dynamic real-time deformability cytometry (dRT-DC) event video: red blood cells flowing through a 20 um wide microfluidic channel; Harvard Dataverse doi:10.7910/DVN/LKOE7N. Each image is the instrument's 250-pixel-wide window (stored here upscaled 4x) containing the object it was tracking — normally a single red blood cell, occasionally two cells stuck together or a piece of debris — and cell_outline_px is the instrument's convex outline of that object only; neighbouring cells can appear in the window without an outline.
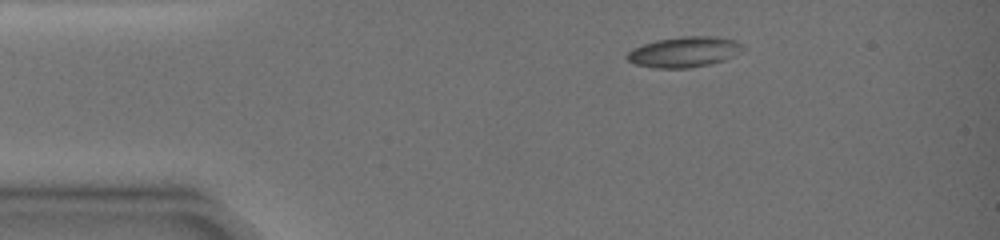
{"species": "common noctule bat (a hibernating species)", "species_latin": "Nyctalus noctula", "temperature_condition": "warm", "stored_images_in_passage": 8, "camera_frame_rate_fps": 3000, "um_per_image_px": 0.085, "animal": {"sex": "female", "body_mass_g": 19.0, "forearm_length_mm": 51.5}, "frame": {"image": 1, "passage_image": 1, "time_ms": 0.0, "image_size_px": [1000, 240], "cell_outline_px": [[744, 48], [740, 52], [724, 60], [708, 64], [688, 68], [656, 68], [636, 64], [628, 60], [624, 56], [632, 48], [656, 40], [680, 36], [716, 36], [736, 40], [744, 44]], "centroid_in_image_um": [58.16, 4.4], "position_along_channel_um": 26.8, "area_um2": 20.63}}